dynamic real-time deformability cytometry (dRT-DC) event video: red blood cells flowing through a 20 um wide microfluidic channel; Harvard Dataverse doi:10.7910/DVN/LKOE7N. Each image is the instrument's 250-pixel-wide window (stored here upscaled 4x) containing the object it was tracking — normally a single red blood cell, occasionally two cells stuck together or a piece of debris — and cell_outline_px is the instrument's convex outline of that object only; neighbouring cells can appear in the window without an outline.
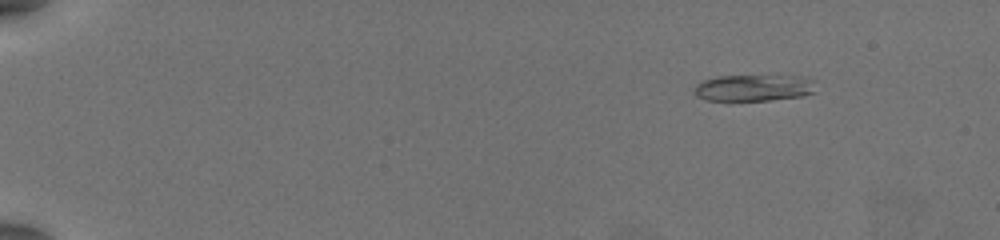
{"species": "common noctule bat (a hibernating species)", "species_latin": "Nyctalus noctula", "temperature_condition": "warm", "stored_images_in_passage": 56, "camera_frame_rate_fps": 3000, "um_per_image_px": 0.085, "animal": {"sex": "female", "body_mass_g": 19.5, "forearm_length_mm": 54.1}, "frame": {"image": 1, "passage_image": 8, "time_ms": 2.333, "image_size_px": [1000, 240], "cell_outline_px": [[812, 92], [800, 96], [768, 100], [704, 100], [696, 96], [692, 88], [696, 84], [704, 80], [716, 76], [800, 76], [812, 80]], "centroid_in_image_um": [63.95, 7.46], "position_along_channel_um": 21.0, "area_um2": 18.5}}
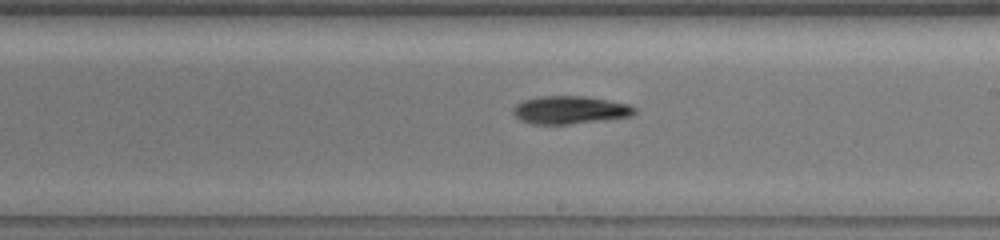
{"frame": {"image": 2, "passage_image": 36, "time_ms": 11.667, "image_size_px": [1000, 240], "cell_outline_px": [[636, 112], [632, 116], [604, 120], [568, 124], [532, 124], [520, 120], [512, 112], [512, 108], [516, 104], [524, 100], [540, 96], [584, 96], [608, 100], [628, 104], [636, 108]], "centroid_in_image_um": [48.44, 9.35], "position_along_channel_um": 240.6, "area_um2": 19.77}}
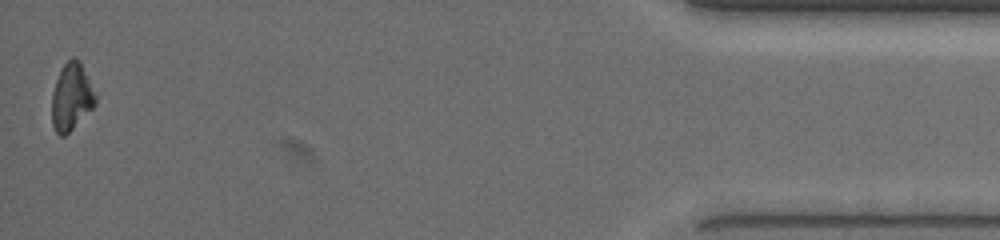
{"frame": {"image": 3, "passage_image": 56, "time_ms": 18.333, "image_size_px": [1000, 240], "cell_outline_px": [[96, 104], [64, 136], [60, 136], [56, 132], [52, 124], [52, 92], [56, 80], [64, 64], [72, 56], [80, 64], [96, 96]], "centroid_in_image_um": [6.04, 8.27], "position_along_channel_um": 429.2, "area_um2": 16.42}, "authors_computed_cell_mechanics": {"area_um2": 19.0162, "velocity_mm_per_s": 3.9368, "shape_relaxation_time_tau1_ms": 11.355, "shape_relaxation_time_tau2_ms": 3.4156, "deformation_change_tau1": 0.2934, "deformation_change_tau2": 0.0917}}